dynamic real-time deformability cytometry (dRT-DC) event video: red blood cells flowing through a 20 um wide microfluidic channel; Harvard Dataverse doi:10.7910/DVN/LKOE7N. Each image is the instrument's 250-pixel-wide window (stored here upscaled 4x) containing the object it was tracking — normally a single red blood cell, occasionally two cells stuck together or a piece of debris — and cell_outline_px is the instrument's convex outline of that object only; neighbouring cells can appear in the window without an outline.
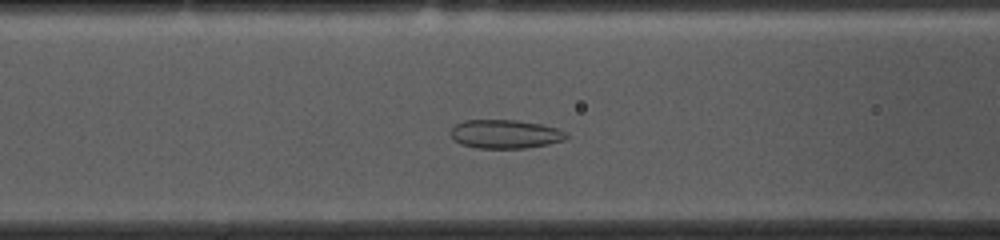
{"species": "common noctule bat (a hibernating species)", "species_latin": "Nyctalus noctula", "temperature_condition": "cold", "stored_images_in_passage": 46, "camera_frame_rate_fps": 3000, "um_per_image_px": 0.085, "animal": {"sex": "female", "body_mass_g": 10.0, "forearm_length_mm": 53.1}, "frame": {"image": 1, "passage_image": 18, "time_ms": 5.667, "image_size_px": [1000, 240], "cell_outline_px": [[568, 136], [564, 140], [548, 144], [524, 148], [476, 148], [460, 144], [448, 132], [456, 124], [464, 120], [516, 120], [544, 124], [568, 132]], "centroid_in_image_um": [42.95, 11.39], "position_along_channel_um": 123.6, "area_um2": 19.48}}
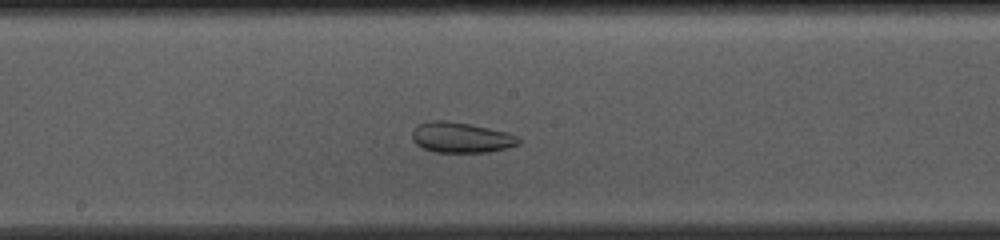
{"frame": {"image": 2, "passage_image": 25, "time_ms": 8.0, "image_size_px": [1000, 240], "cell_outline_px": [[520, 144], [508, 148], [488, 152], [436, 152], [424, 148], [416, 144], [412, 140], [412, 132], [420, 124], [428, 120], [444, 120], [468, 124], [488, 128], [520, 136]], "centroid_in_image_um": [39.21, 11.69], "position_along_channel_um": 209.0, "area_um2": 18.79}}
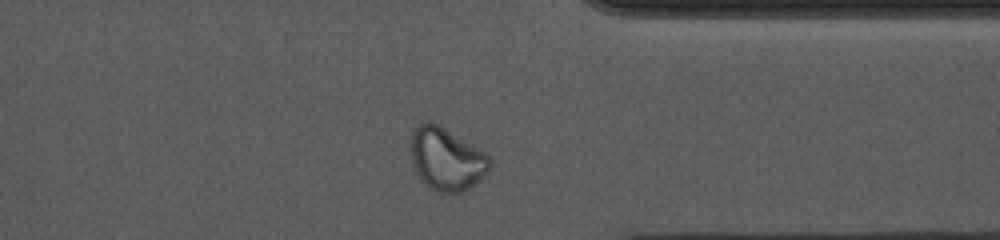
{"frame": {"image": 3, "passage_image": 39, "time_ms": 12.667, "image_size_px": [1000, 240], "cell_outline_px": [[492, 164], [488, 172], [468, 188], [460, 192], [440, 192], [424, 184], [420, 180], [412, 164], [408, 148], [412, 128], [416, 124], [428, 120], [440, 124], [484, 152], [492, 160]], "centroid_in_image_um": [37.88, 13.46], "position_along_channel_um": 373.5, "area_um2": 29.36}, "authors_computed_cell_mechanics": {"area_um2": 23.9581, "velocity_mm_per_s": 3.6589, "shape_relaxation_time_tau1_ms": null, "shape_relaxation_time_tau2_ms": 1.0816, "deformation_change_tau1": null, "deformation_change_tau2": 0.054}}